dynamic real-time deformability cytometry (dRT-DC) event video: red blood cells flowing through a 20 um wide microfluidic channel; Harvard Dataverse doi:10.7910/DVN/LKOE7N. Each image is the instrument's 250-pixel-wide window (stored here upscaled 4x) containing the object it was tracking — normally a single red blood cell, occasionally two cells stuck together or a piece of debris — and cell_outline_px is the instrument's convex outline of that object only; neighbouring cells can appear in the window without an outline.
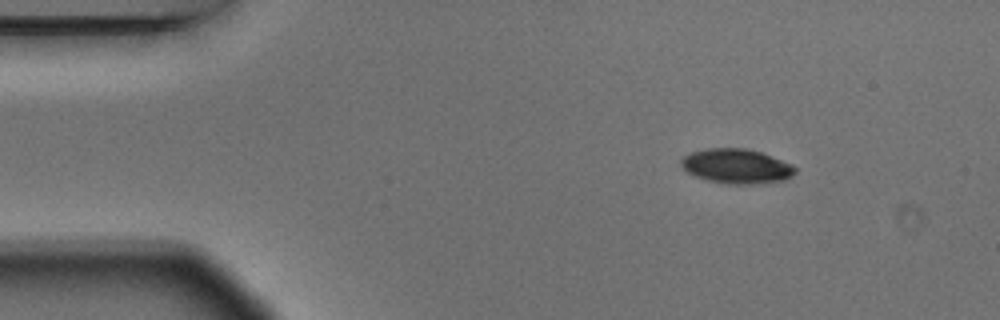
{"species": "Egyptian fruit bat (a non-hibernating species)", "species_latin": "Rousettus aegyptiacus", "temperature_condition": "warm", "stored_images_in_passage": 4, "camera_frame_rate_fps": 3000, "um_per_image_px": 0.085, "animal": {"sex": "male"}, "frame": {"image": 1, "passage_image": 2, "time_ms": 0.333, "image_size_px": [1000, 320], "cell_outline_px": [[796, 172], [792, 176], [784, 180], [752, 184], [728, 184], [708, 180], [696, 176], [688, 172], [680, 164], [680, 160], [684, 156], [692, 152], [708, 148], [748, 148], [760, 152], [792, 164], [796, 168]], "centroid_in_image_um": [62.61, 14.12], "position_along_channel_um": 22.4, "area_um2": 22.89}}